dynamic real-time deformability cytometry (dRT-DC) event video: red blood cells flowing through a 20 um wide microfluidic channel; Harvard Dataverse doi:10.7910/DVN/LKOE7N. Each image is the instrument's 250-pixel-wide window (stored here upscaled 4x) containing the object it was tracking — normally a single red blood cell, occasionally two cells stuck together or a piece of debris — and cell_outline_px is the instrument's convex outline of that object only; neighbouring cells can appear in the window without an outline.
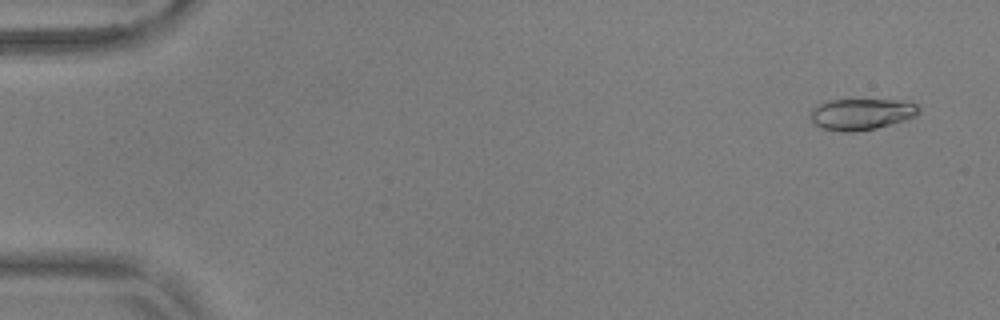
{"species": "common noctule bat (a hibernating species)", "species_latin": "Nyctalus noctula", "temperature_condition": "warm", "stored_images_in_passage": 55, "camera_frame_rate_fps": 3000, "um_per_image_px": 0.085, "animal": {"sex": "male", "body_mass_g": 17.9, "forearm_length_mm": 54.2}, "frame": {"image": 1, "passage_image": 3, "time_ms": 0.667, "image_size_px": [1000, 320], "cell_outline_px": [[920, 112], [916, 116], [904, 120], [876, 128], [852, 132], [840, 132], [820, 128], [812, 124], [812, 108], [828, 100], [896, 100], [916, 104], [920, 108]], "centroid_in_image_um": [73.2, 9.71], "position_along_channel_um": 11.8, "area_um2": 19.71}}
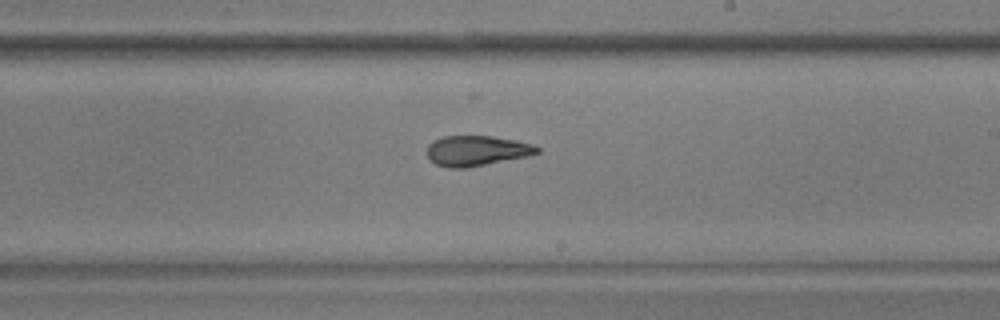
{"frame": {"image": 2, "passage_image": 33, "time_ms": 10.667, "image_size_px": [1000, 320], "cell_outline_px": [[540, 152], [528, 156], [464, 168], [448, 168], [436, 164], [428, 156], [428, 144], [432, 140], [444, 136], [492, 136], [516, 140], [532, 144], [540, 148]], "centroid_in_image_um": [40.52, 12.8], "position_along_channel_um": 248.5, "area_um2": 19.31}}
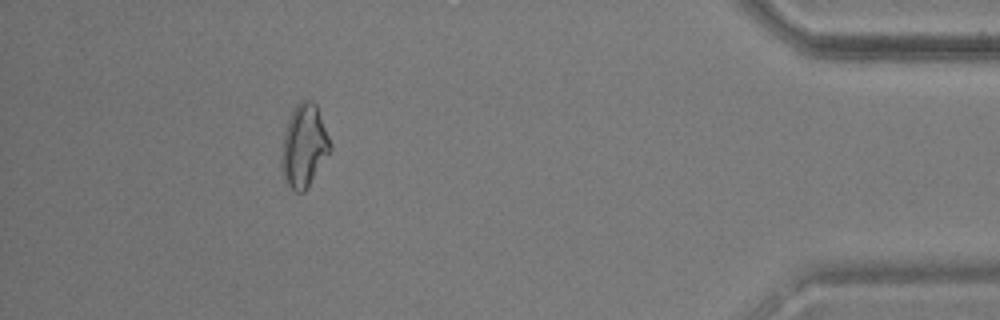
{"frame": {"image": 3, "passage_image": 50, "time_ms": 16.333, "image_size_px": [1000, 320], "cell_outline_px": [[332, 148], [308, 188], [304, 192], [296, 192], [284, 184], [280, 164], [280, 148], [284, 132], [288, 120], [296, 104], [300, 100], [312, 100], [316, 104], [332, 144]], "centroid_in_image_um": [25.81, 12.43], "position_along_channel_um": 409.4, "area_um2": 23.99}, "authors_computed_cell_mechanics": {"area_um2": 20.0566, "velocity_mm_per_s": 3.7, "shape_relaxation_time_tau1_ms": null, "shape_relaxation_time_tau2_ms": 3.1498, "deformation_change_tau1": null, "deformation_change_tau2": 0.1042}}